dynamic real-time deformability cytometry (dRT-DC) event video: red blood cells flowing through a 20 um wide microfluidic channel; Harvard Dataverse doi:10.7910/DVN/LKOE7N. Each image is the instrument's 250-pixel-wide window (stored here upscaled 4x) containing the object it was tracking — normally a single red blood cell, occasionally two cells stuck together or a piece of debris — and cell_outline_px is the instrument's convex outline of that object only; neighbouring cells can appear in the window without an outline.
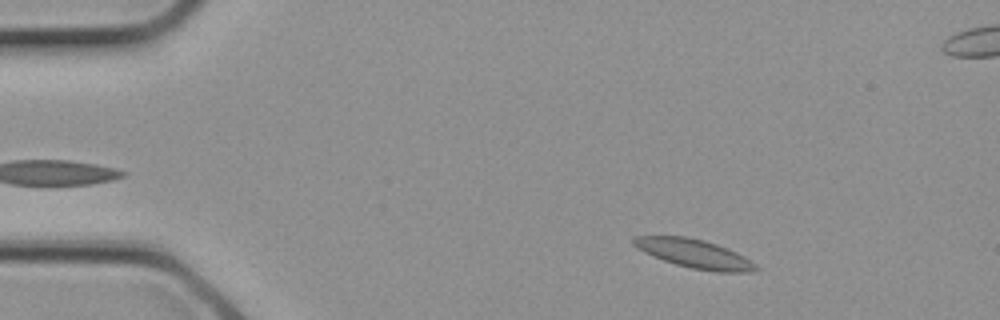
{"species": "common noctule bat (a hibernating species)", "species_latin": "Nyctalus noctula", "temperature_condition": "cold", "stored_images_in_passage": 2, "camera_frame_rate_fps": 3000, "um_per_image_px": 0.085, "animal": {"sex": "female", "body_mass_g": 21.9}, "frame": {"image": 1, "passage_image": 2, "time_ms": 0.333, "image_size_px": [1000, 320], "cell_outline_px": [[760, 268], [752, 272], [716, 272], [692, 268], [676, 264], [664, 260], [644, 252], [636, 248], [632, 244], [632, 240], [636, 236], [684, 236], [704, 240], [728, 248], [744, 256], [756, 264]], "centroid_in_image_um": [59.04, 21.56], "position_along_channel_um": 26.0, "area_um2": 20.4}}